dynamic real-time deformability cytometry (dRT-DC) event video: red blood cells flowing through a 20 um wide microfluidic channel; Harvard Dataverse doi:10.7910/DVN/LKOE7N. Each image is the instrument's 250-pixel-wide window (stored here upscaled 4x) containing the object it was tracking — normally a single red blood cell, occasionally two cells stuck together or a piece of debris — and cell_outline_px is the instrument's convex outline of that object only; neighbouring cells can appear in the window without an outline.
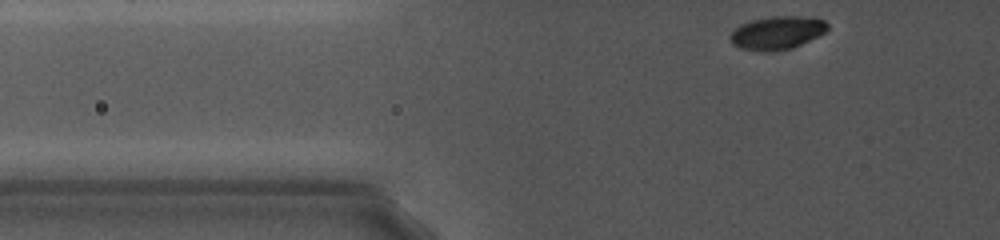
{"species": "common noctule bat (a hibernating species)", "species_latin": "Nyctalus noctula", "temperature_condition": "cold", "stored_images_in_passage": 28, "camera_frame_rate_fps": 5000, "um_per_image_px": 0.085, "animal": {"sex": "female", "body_mass_g": 19.0, "forearm_length_mm": 56.7}, "frame": {"image": 1, "passage_image": 2, "time_ms": 0.4, "image_size_px": [1000, 240], "cell_outline_px": [[828, 28], [820, 36], [792, 48], [776, 52], [760, 52], [740, 48], [732, 44], [728, 36], [740, 24], [752, 20], [772, 16], [812, 16], [824, 20], [828, 24]], "centroid_in_image_um": [66.06, 2.8], "position_along_channel_um": 59.7, "area_um2": 19.25}}
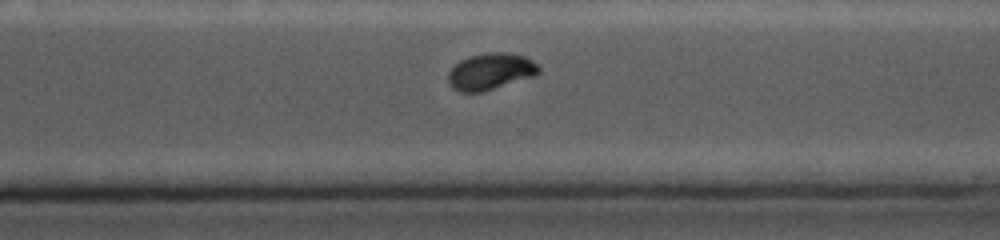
{"frame": {"image": 2, "passage_image": 23, "time_ms": 8.4, "image_size_px": [1000, 240], "cell_outline_px": [[540, 72], [536, 76], [484, 92], [460, 92], [452, 88], [448, 84], [448, 72], [460, 60], [468, 56], [492, 52], [512, 52], [524, 56], [532, 60], [540, 68]], "centroid_in_image_um": [41.71, 6.08], "position_along_channel_um": 328.9, "area_um2": 19.65}}
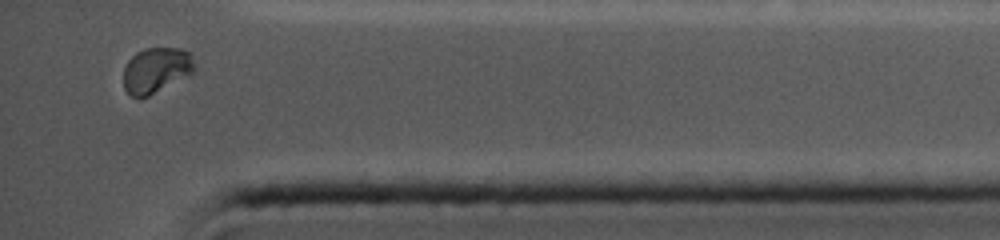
{"frame": {"image": 3, "passage_image": 28, "time_ms": 10.8, "image_size_px": [1000, 240], "cell_outline_px": [[196, 68], [192, 72], [148, 96], [132, 96], [124, 88], [124, 68], [128, 60], [136, 52], [144, 48], [180, 48], [188, 52], [192, 56]], "centroid_in_image_um": [13.26, 5.93], "position_along_channel_um": 421.9, "area_um2": 18.44}, "authors_computed_cell_mechanics": {"area_um2": 19.9699, "velocity_mm_per_s": 3.8622, "shape_relaxation_time_tau1_ms": 2.6028, "shape_relaxation_time_tau2_ms": null, "deformation_change_tau1": 0.103, "deformation_change_tau2": null}}